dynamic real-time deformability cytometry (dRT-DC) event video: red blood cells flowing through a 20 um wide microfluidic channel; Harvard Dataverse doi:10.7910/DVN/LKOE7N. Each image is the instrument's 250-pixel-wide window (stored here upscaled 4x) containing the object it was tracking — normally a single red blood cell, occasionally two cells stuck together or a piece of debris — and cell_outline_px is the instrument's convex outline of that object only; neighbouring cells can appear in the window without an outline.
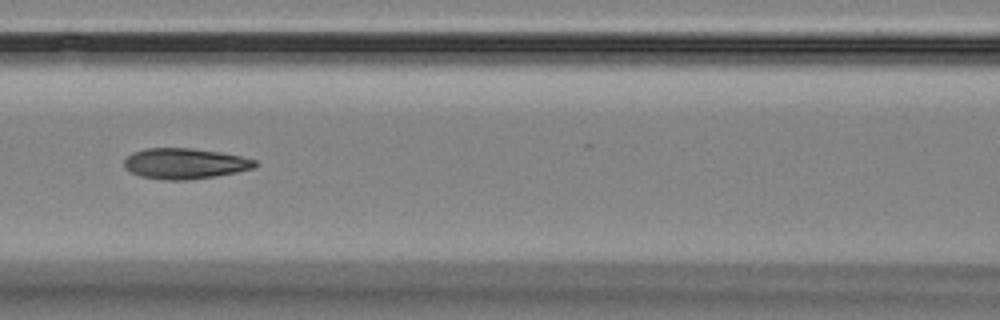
{"species": "Egyptian fruit bat (a non-hibernating species)", "species_latin": "Rousettus aegyptiacus", "temperature_condition": "room temperature", "stored_images_in_passage": 18, "camera_frame_rate_fps": 3000, "um_per_image_px": 0.085, "animal": {"sex": "female"}, "frame": {"image": 1, "passage_image": 8, "time_ms": 8.0, "image_size_px": [1000, 320], "cell_outline_px": [[256, 168], [216, 176], [184, 180], [164, 180], [140, 176], [124, 168], [124, 160], [132, 152], [144, 148], [192, 148], [220, 152], [240, 156], [256, 160]], "centroid_in_image_um": [15.7, 13.9], "position_along_channel_um": 150.9, "area_um2": 23.41}}
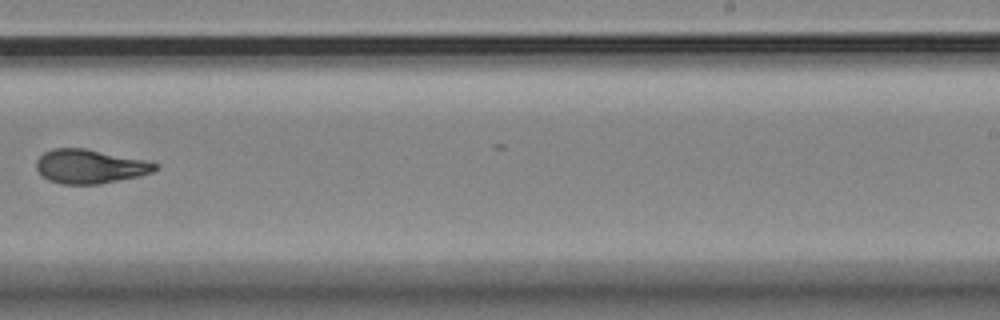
{"frame": {"image": 2, "passage_image": 11, "time_ms": 11.667, "image_size_px": [1000, 320], "cell_outline_px": [[160, 168], [152, 172], [140, 176], [100, 184], [60, 184], [48, 180], [36, 168], [36, 160], [44, 152], [52, 148], [84, 148], [144, 160], [156, 164]], "centroid_in_image_um": [7.63, 14.15], "position_along_channel_um": 281.4, "area_um2": 23.47}}
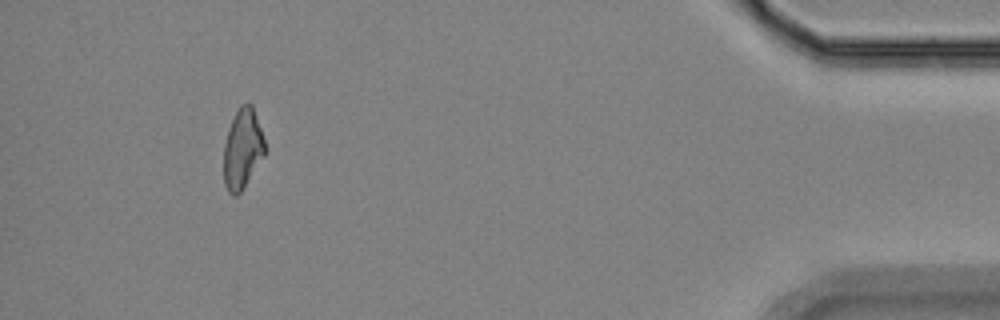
{"frame": {"image": 3, "passage_image": 18, "time_ms": 19.667, "image_size_px": [1000, 320], "cell_outline_px": [[268, 152], [240, 192], [236, 196], [232, 196], [228, 192], [224, 184], [224, 144], [228, 128], [240, 104], [248, 100], [252, 104], [268, 148]], "centroid_in_image_um": [20.65, 12.63], "position_along_channel_um": 414.6, "area_um2": 19.71}, "authors_computed_cell_mechanics": {"area_um2": 23.1489, "velocity_mm_per_s": 3.5768, "shape_relaxation_time_tau1_ms": null, "shape_relaxation_time_tau2_ms": 3.0428, "deformation_change_tau1": null, "deformation_change_tau2": 0.0827}}